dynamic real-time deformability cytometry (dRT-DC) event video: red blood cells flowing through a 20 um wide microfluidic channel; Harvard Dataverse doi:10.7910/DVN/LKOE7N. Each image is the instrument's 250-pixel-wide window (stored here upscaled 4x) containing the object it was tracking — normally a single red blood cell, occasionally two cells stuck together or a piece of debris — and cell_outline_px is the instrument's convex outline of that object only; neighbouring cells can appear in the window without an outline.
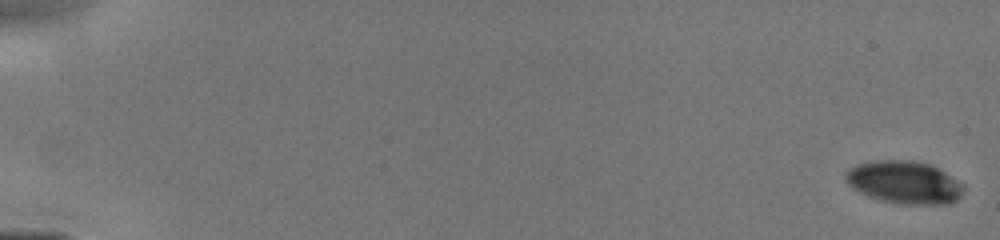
{"species": "human", "species_latin": "Homo sapiens", "temperature_condition": "cold", "stored_images_in_passage": 22, "camera_frame_rate_fps": 3000, "um_per_image_px": 0.085, "donor": {"sex": "male"}, "frame": {"image": 1, "passage_image": 1, "time_ms": 0.0, "image_size_px": [1000, 240], "cell_outline_px": [[964, 192], [956, 200], [948, 204], [900, 204], [880, 200], [868, 196], [852, 188], [848, 184], [844, 176], [848, 168], [856, 164], [872, 160], [912, 160], [928, 164], [944, 172], [964, 184]], "centroid_in_image_um": [76.84, 15.5], "position_along_channel_um": 8.2, "area_um2": 29.48}}
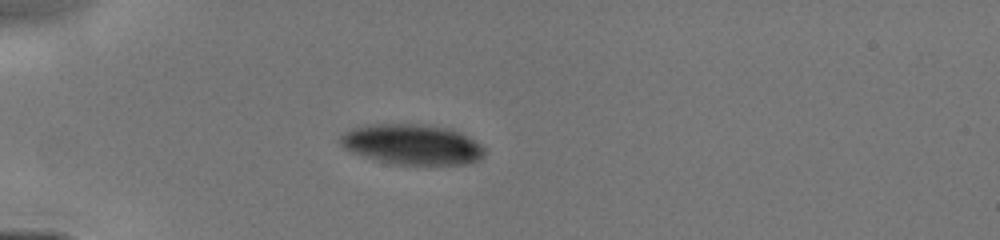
{"frame": {"image": 2, "passage_image": 19, "time_ms": 4.667, "image_size_px": [1000, 240], "cell_outline_px": [[484, 156], [476, 160], [464, 164], [400, 164], [380, 160], [352, 152], [344, 148], [336, 140], [344, 132], [352, 128], [364, 124], [424, 124], [452, 128], [460, 132], [480, 144], [484, 148]], "centroid_in_image_um": [35.0, 12.24], "position_along_channel_um": 50.0, "area_um2": 33.76}}